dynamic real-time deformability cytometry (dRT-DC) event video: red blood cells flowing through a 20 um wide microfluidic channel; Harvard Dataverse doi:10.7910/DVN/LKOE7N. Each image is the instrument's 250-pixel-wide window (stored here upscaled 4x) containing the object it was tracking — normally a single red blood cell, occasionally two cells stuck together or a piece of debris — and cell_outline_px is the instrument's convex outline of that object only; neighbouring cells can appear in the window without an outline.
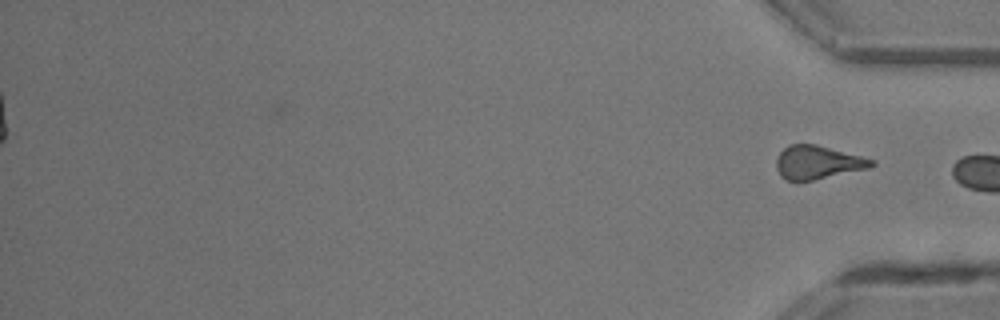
{"species": "common noctule bat (a hibernating species)", "species_latin": "Nyctalus noctula", "temperature_condition": "room temperature", "stored_images_in_passage": 31, "segment_of_instrument_passage": [2, 2], "camera_frame_rate_fps": 3000, "um_per_image_px": 0.085, "animal": {"sex": "male", "body_mass_g": 13.3}, "frame": {"image": 1, "passage_image": 31, "time_ms": 10.0, "image_size_px": [1000, 320], "cell_outline_px": [[876, 164], [868, 168], [812, 180], [784, 180], [780, 176], [776, 168], [776, 160], [780, 152], [788, 144], [816, 144], [876, 160]], "centroid_in_image_um": [69.48, 13.79], "position_along_channel_um": 365.7, "area_um2": 18.44}}